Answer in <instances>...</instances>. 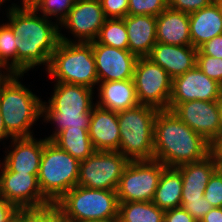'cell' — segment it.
<instances>
[{"instance_id": "obj_31", "label": "cell", "mask_w": 222, "mask_h": 222, "mask_svg": "<svg viewBox=\"0 0 222 222\" xmlns=\"http://www.w3.org/2000/svg\"><path fill=\"white\" fill-rule=\"evenodd\" d=\"M76 0H38L32 7L43 16L49 19V16H55L58 24H60L68 15ZM60 15V16H58ZM59 20V22H58Z\"/></svg>"}, {"instance_id": "obj_7", "label": "cell", "mask_w": 222, "mask_h": 222, "mask_svg": "<svg viewBox=\"0 0 222 222\" xmlns=\"http://www.w3.org/2000/svg\"><path fill=\"white\" fill-rule=\"evenodd\" d=\"M64 221L86 222L118 219L116 190L75 186L56 202Z\"/></svg>"}, {"instance_id": "obj_11", "label": "cell", "mask_w": 222, "mask_h": 222, "mask_svg": "<svg viewBox=\"0 0 222 222\" xmlns=\"http://www.w3.org/2000/svg\"><path fill=\"white\" fill-rule=\"evenodd\" d=\"M133 81L139 104L168 109L172 91V78L148 57H138Z\"/></svg>"}, {"instance_id": "obj_2", "label": "cell", "mask_w": 222, "mask_h": 222, "mask_svg": "<svg viewBox=\"0 0 222 222\" xmlns=\"http://www.w3.org/2000/svg\"><path fill=\"white\" fill-rule=\"evenodd\" d=\"M210 154V143L172 110H159L154 125V160L166 167L197 162Z\"/></svg>"}, {"instance_id": "obj_6", "label": "cell", "mask_w": 222, "mask_h": 222, "mask_svg": "<svg viewBox=\"0 0 222 222\" xmlns=\"http://www.w3.org/2000/svg\"><path fill=\"white\" fill-rule=\"evenodd\" d=\"M159 109L139 104L117 112L119 152L129 161L154 160V125Z\"/></svg>"}, {"instance_id": "obj_9", "label": "cell", "mask_w": 222, "mask_h": 222, "mask_svg": "<svg viewBox=\"0 0 222 222\" xmlns=\"http://www.w3.org/2000/svg\"><path fill=\"white\" fill-rule=\"evenodd\" d=\"M165 167L156 160L129 161L116 189L118 202L152 201Z\"/></svg>"}, {"instance_id": "obj_40", "label": "cell", "mask_w": 222, "mask_h": 222, "mask_svg": "<svg viewBox=\"0 0 222 222\" xmlns=\"http://www.w3.org/2000/svg\"><path fill=\"white\" fill-rule=\"evenodd\" d=\"M17 207L0 196V222L9 221L17 212Z\"/></svg>"}, {"instance_id": "obj_30", "label": "cell", "mask_w": 222, "mask_h": 222, "mask_svg": "<svg viewBox=\"0 0 222 222\" xmlns=\"http://www.w3.org/2000/svg\"><path fill=\"white\" fill-rule=\"evenodd\" d=\"M56 203L42 207L18 208V222H63Z\"/></svg>"}, {"instance_id": "obj_22", "label": "cell", "mask_w": 222, "mask_h": 222, "mask_svg": "<svg viewBox=\"0 0 222 222\" xmlns=\"http://www.w3.org/2000/svg\"><path fill=\"white\" fill-rule=\"evenodd\" d=\"M156 41L171 45L192 46L189 14L167 7L156 17Z\"/></svg>"}, {"instance_id": "obj_33", "label": "cell", "mask_w": 222, "mask_h": 222, "mask_svg": "<svg viewBox=\"0 0 222 222\" xmlns=\"http://www.w3.org/2000/svg\"><path fill=\"white\" fill-rule=\"evenodd\" d=\"M196 66L210 79L222 85V58L210 55H196Z\"/></svg>"}, {"instance_id": "obj_45", "label": "cell", "mask_w": 222, "mask_h": 222, "mask_svg": "<svg viewBox=\"0 0 222 222\" xmlns=\"http://www.w3.org/2000/svg\"><path fill=\"white\" fill-rule=\"evenodd\" d=\"M38 0H22V6H32Z\"/></svg>"}, {"instance_id": "obj_4", "label": "cell", "mask_w": 222, "mask_h": 222, "mask_svg": "<svg viewBox=\"0 0 222 222\" xmlns=\"http://www.w3.org/2000/svg\"><path fill=\"white\" fill-rule=\"evenodd\" d=\"M60 41L46 70L56 82L93 89L99 84L91 43L73 42L59 33Z\"/></svg>"}, {"instance_id": "obj_19", "label": "cell", "mask_w": 222, "mask_h": 222, "mask_svg": "<svg viewBox=\"0 0 222 222\" xmlns=\"http://www.w3.org/2000/svg\"><path fill=\"white\" fill-rule=\"evenodd\" d=\"M197 51L193 46L157 42L147 57L160 65L173 79L196 66Z\"/></svg>"}, {"instance_id": "obj_12", "label": "cell", "mask_w": 222, "mask_h": 222, "mask_svg": "<svg viewBox=\"0 0 222 222\" xmlns=\"http://www.w3.org/2000/svg\"><path fill=\"white\" fill-rule=\"evenodd\" d=\"M168 109L209 143L221 132L219 101L193 100L168 105Z\"/></svg>"}, {"instance_id": "obj_25", "label": "cell", "mask_w": 222, "mask_h": 222, "mask_svg": "<svg viewBox=\"0 0 222 222\" xmlns=\"http://www.w3.org/2000/svg\"><path fill=\"white\" fill-rule=\"evenodd\" d=\"M182 189L180 170L177 167H165L152 202L163 211L179 208L181 207Z\"/></svg>"}, {"instance_id": "obj_36", "label": "cell", "mask_w": 222, "mask_h": 222, "mask_svg": "<svg viewBox=\"0 0 222 222\" xmlns=\"http://www.w3.org/2000/svg\"><path fill=\"white\" fill-rule=\"evenodd\" d=\"M106 18H124L127 16L128 0H100Z\"/></svg>"}, {"instance_id": "obj_8", "label": "cell", "mask_w": 222, "mask_h": 222, "mask_svg": "<svg viewBox=\"0 0 222 222\" xmlns=\"http://www.w3.org/2000/svg\"><path fill=\"white\" fill-rule=\"evenodd\" d=\"M80 161L48 140L43 147L38 184L43 196L56 203L77 186Z\"/></svg>"}, {"instance_id": "obj_10", "label": "cell", "mask_w": 222, "mask_h": 222, "mask_svg": "<svg viewBox=\"0 0 222 222\" xmlns=\"http://www.w3.org/2000/svg\"><path fill=\"white\" fill-rule=\"evenodd\" d=\"M129 160L119 151H95L80 161L77 185L89 189L116 190Z\"/></svg>"}, {"instance_id": "obj_5", "label": "cell", "mask_w": 222, "mask_h": 222, "mask_svg": "<svg viewBox=\"0 0 222 222\" xmlns=\"http://www.w3.org/2000/svg\"><path fill=\"white\" fill-rule=\"evenodd\" d=\"M14 74L0 91V112L11 138L31 137L30 128L42 117V102L38 96L19 82Z\"/></svg>"}, {"instance_id": "obj_37", "label": "cell", "mask_w": 222, "mask_h": 222, "mask_svg": "<svg viewBox=\"0 0 222 222\" xmlns=\"http://www.w3.org/2000/svg\"><path fill=\"white\" fill-rule=\"evenodd\" d=\"M215 0H168V7L185 13H192L209 6Z\"/></svg>"}, {"instance_id": "obj_27", "label": "cell", "mask_w": 222, "mask_h": 222, "mask_svg": "<svg viewBox=\"0 0 222 222\" xmlns=\"http://www.w3.org/2000/svg\"><path fill=\"white\" fill-rule=\"evenodd\" d=\"M165 211L152 201L120 202L119 222H164Z\"/></svg>"}, {"instance_id": "obj_21", "label": "cell", "mask_w": 222, "mask_h": 222, "mask_svg": "<svg viewBox=\"0 0 222 222\" xmlns=\"http://www.w3.org/2000/svg\"><path fill=\"white\" fill-rule=\"evenodd\" d=\"M182 177L181 200H195L203 197L212 174L219 168L215 158L209 154L204 159L177 167Z\"/></svg>"}, {"instance_id": "obj_44", "label": "cell", "mask_w": 222, "mask_h": 222, "mask_svg": "<svg viewBox=\"0 0 222 222\" xmlns=\"http://www.w3.org/2000/svg\"><path fill=\"white\" fill-rule=\"evenodd\" d=\"M7 137H11V136L7 133V131L5 129L3 117H2V114L0 112V141L3 140V138L7 139Z\"/></svg>"}, {"instance_id": "obj_42", "label": "cell", "mask_w": 222, "mask_h": 222, "mask_svg": "<svg viewBox=\"0 0 222 222\" xmlns=\"http://www.w3.org/2000/svg\"><path fill=\"white\" fill-rule=\"evenodd\" d=\"M199 222H222V207H213Z\"/></svg>"}, {"instance_id": "obj_38", "label": "cell", "mask_w": 222, "mask_h": 222, "mask_svg": "<svg viewBox=\"0 0 222 222\" xmlns=\"http://www.w3.org/2000/svg\"><path fill=\"white\" fill-rule=\"evenodd\" d=\"M197 55H210L222 58V34L215 36L198 48Z\"/></svg>"}, {"instance_id": "obj_32", "label": "cell", "mask_w": 222, "mask_h": 222, "mask_svg": "<svg viewBox=\"0 0 222 222\" xmlns=\"http://www.w3.org/2000/svg\"><path fill=\"white\" fill-rule=\"evenodd\" d=\"M127 15H150L157 17L168 7V0H128Z\"/></svg>"}, {"instance_id": "obj_17", "label": "cell", "mask_w": 222, "mask_h": 222, "mask_svg": "<svg viewBox=\"0 0 222 222\" xmlns=\"http://www.w3.org/2000/svg\"><path fill=\"white\" fill-rule=\"evenodd\" d=\"M12 139V151L4 159L3 164L9 171L38 175L45 139L36 140L31 137Z\"/></svg>"}, {"instance_id": "obj_16", "label": "cell", "mask_w": 222, "mask_h": 222, "mask_svg": "<svg viewBox=\"0 0 222 222\" xmlns=\"http://www.w3.org/2000/svg\"><path fill=\"white\" fill-rule=\"evenodd\" d=\"M106 19L100 0H76L59 25L70 29L74 37L78 38L77 42L90 43L96 40Z\"/></svg>"}, {"instance_id": "obj_34", "label": "cell", "mask_w": 222, "mask_h": 222, "mask_svg": "<svg viewBox=\"0 0 222 222\" xmlns=\"http://www.w3.org/2000/svg\"><path fill=\"white\" fill-rule=\"evenodd\" d=\"M203 197L213 207H222V169L220 167L210 177Z\"/></svg>"}, {"instance_id": "obj_35", "label": "cell", "mask_w": 222, "mask_h": 222, "mask_svg": "<svg viewBox=\"0 0 222 222\" xmlns=\"http://www.w3.org/2000/svg\"><path fill=\"white\" fill-rule=\"evenodd\" d=\"M181 207L198 222L213 208L204 197L195 200H181Z\"/></svg>"}, {"instance_id": "obj_26", "label": "cell", "mask_w": 222, "mask_h": 222, "mask_svg": "<svg viewBox=\"0 0 222 222\" xmlns=\"http://www.w3.org/2000/svg\"><path fill=\"white\" fill-rule=\"evenodd\" d=\"M52 142L79 161L87 159L95 152L88 130L83 128H66Z\"/></svg>"}, {"instance_id": "obj_15", "label": "cell", "mask_w": 222, "mask_h": 222, "mask_svg": "<svg viewBox=\"0 0 222 222\" xmlns=\"http://www.w3.org/2000/svg\"><path fill=\"white\" fill-rule=\"evenodd\" d=\"M99 82L133 79L137 56L128 49H117L90 42Z\"/></svg>"}, {"instance_id": "obj_47", "label": "cell", "mask_w": 222, "mask_h": 222, "mask_svg": "<svg viewBox=\"0 0 222 222\" xmlns=\"http://www.w3.org/2000/svg\"><path fill=\"white\" fill-rule=\"evenodd\" d=\"M219 107H220V115H221V131H222V98L219 101Z\"/></svg>"}, {"instance_id": "obj_20", "label": "cell", "mask_w": 222, "mask_h": 222, "mask_svg": "<svg viewBox=\"0 0 222 222\" xmlns=\"http://www.w3.org/2000/svg\"><path fill=\"white\" fill-rule=\"evenodd\" d=\"M191 43L199 48L205 42L222 34V0L189 14Z\"/></svg>"}, {"instance_id": "obj_14", "label": "cell", "mask_w": 222, "mask_h": 222, "mask_svg": "<svg viewBox=\"0 0 222 222\" xmlns=\"http://www.w3.org/2000/svg\"><path fill=\"white\" fill-rule=\"evenodd\" d=\"M222 85L210 79L198 66L172 79L169 105L193 100L220 101Z\"/></svg>"}, {"instance_id": "obj_43", "label": "cell", "mask_w": 222, "mask_h": 222, "mask_svg": "<svg viewBox=\"0 0 222 222\" xmlns=\"http://www.w3.org/2000/svg\"><path fill=\"white\" fill-rule=\"evenodd\" d=\"M1 68L7 70V74L3 71L1 72ZM14 73L8 68L6 65L0 63V91L2 90L3 86L11 79Z\"/></svg>"}, {"instance_id": "obj_3", "label": "cell", "mask_w": 222, "mask_h": 222, "mask_svg": "<svg viewBox=\"0 0 222 222\" xmlns=\"http://www.w3.org/2000/svg\"><path fill=\"white\" fill-rule=\"evenodd\" d=\"M93 89L70 83H55L54 93L47 102H42L44 121H54L57 128L47 140L52 141L66 128H83L89 131ZM93 103V104H92ZM44 115V116H43Z\"/></svg>"}, {"instance_id": "obj_24", "label": "cell", "mask_w": 222, "mask_h": 222, "mask_svg": "<svg viewBox=\"0 0 222 222\" xmlns=\"http://www.w3.org/2000/svg\"><path fill=\"white\" fill-rule=\"evenodd\" d=\"M99 83L98 107L119 112L139 105L133 79Z\"/></svg>"}, {"instance_id": "obj_23", "label": "cell", "mask_w": 222, "mask_h": 222, "mask_svg": "<svg viewBox=\"0 0 222 222\" xmlns=\"http://www.w3.org/2000/svg\"><path fill=\"white\" fill-rule=\"evenodd\" d=\"M128 33V50L137 57H147L156 41V17L127 15L123 18Z\"/></svg>"}, {"instance_id": "obj_1", "label": "cell", "mask_w": 222, "mask_h": 222, "mask_svg": "<svg viewBox=\"0 0 222 222\" xmlns=\"http://www.w3.org/2000/svg\"><path fill=\"white\" fill-rule=\"evenodd\" d=\"M11 6L7 12V23L14 34L20 37L17 47V74L24 73L37 65L48 69L51 56L59 41V24L37 15L32 6Z\"/></svg>"}, {"instance_id": "obj_49", "label": "cell", "mask_w": 222, "mask_h": 222, "mask_svg": "<svg viewBox=\"0 0 222 222\" xmlns=\"http://www.w3.org/2000/svg\"><path fill=\"white\" fill-rule=\"evenodd\" d=\"M3 2H5V0H0V5H1Z\"/></svg>"}, {"instance_id": "obj_46", "label": "cell", "mask_w": 222, "mask_h": 222, "mask_svg": "<svg viewBox=\"0 0 222 222\" xmlns=\"http://www.w3.org/2000/svg\"><path fill=\"white\" fill-rule=\"evenodd\" d=\"M7 222H18V209L16 214Z\"/></svg>"}, {"instance_id": "obj_41", "label": "cell", "mask_w": 222, "mask_h": 222, "mask_svg": "<svg viewBox=\"0 0 222 222\" xmlns=\"http://www.w3.org/2000/svg\"><path fill=\"white\" fill-rule=\"evenodd\" d=\"M210 154L218 164H222V131L210 143Z\"/></svg>"}, {"instance_id": "obj_13", "label": "cell", "mask_w": 222, "mask_h": 222, "mask_svg": "<svg viewBox=\"0 0 222 222\" xmlns=\"http://www.w3.org/2000/svg\"><path fill=\"white\" fill-rule=\"evenodd\" d=\"M0 165H2L0 196L13 203L17 208L42 207L50 204L40 190L38 175L12 172L3 164Z\"/></svg>"}, {"instance_id": "obj_29", "label": "cell", "mask_w": 222, "mask_h": 222, "mask_svg": "<svg viewBox=\"0 0 222 222\" xmlns=\"http://www.w3.org/2000/svg\"><path fill=\"white\" fill-rule=\"evenodd\" d=\"M20 37L14 34L11 27L6 23L0 26V63L6 65L17 74V47ZM11 62L9 63V60Z\"/></svg>"}, {"instance_id": "obj_39", "label": "cell", "mask_w": 222, "mask_h": 222, "mask_svg": "<svg viewBox=\"0 0 222 222\" xmlns=\"http://www.w3.org/2000/svg\"><path fill=\"white\" fill-rule=\"evenodd\" d=\"M164 222H198L184 208L165 211Z\"/></svg>"}, {"instance_id": "obj_48", "label": "cell", "mask_w": 222, "mask_h": 222, "mask_svg": "<svg viewBox=\"0 0 222 222\" xmlns=\"http://www.w3.org/2000/svg\"><path fill=\"white\" fill-rule=\"evenodd\" d=\"M86 222H119L118 219L106 220V221H86Z\"/></svg>"}, {"instance_id": "obj_18", "label": "cell", "mask_w": 222, "mask_h": 222, "mask_svg": "<svg viewBox=\"0 0 222 222\" xmlns=\"http://www.w3.org/2000/svg\"><path fill=\"white\" fill-rule=\"evenodd\" d=\"M89 137L95 151H119L118 114L95 105L91 110Z\"/></svg>"}, {"instance_id": "obj_28", "label": "cell", "mask_w": 222, "mask_h": 222, "mask_svg": "<svg viewBox=\"0 0 222 222\" xmlns=\"http://www.w3.org/2000/svg\"><path fill=\"white\" fill-rule=\"evenodd\" d=\"M95 41L117 49H128V33L124 19L107 18Z\"/></svg>"}]
</instances>
